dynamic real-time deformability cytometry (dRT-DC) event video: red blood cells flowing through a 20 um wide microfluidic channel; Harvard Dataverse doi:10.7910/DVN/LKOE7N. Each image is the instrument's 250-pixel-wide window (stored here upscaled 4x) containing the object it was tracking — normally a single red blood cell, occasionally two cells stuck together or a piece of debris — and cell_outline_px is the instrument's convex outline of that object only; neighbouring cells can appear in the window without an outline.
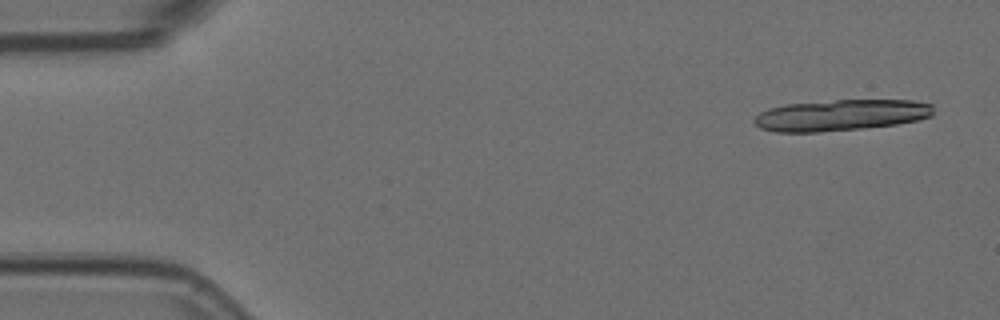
{"species": "Egyptian fruit bat (a non-hibernating species)", "species_latin": "Rousettus aegyptiacus", "temperature_condition": "room temperature", "stored_images_in_passage": 5, "camera_frame_rate_fps": 3000, "um_per_image_px": 0.085, "animal": {"sex": "female"}, "frame": {"image": 1, "passage_image": 1, "time_ms": 0.0, "image_size_px": [1000, 320], "cell_outline_px": [[932, 116], [920, 120], [896, 124], [864, 128], [820, 132], [776, 132], [760, 128], [752, 120], [760, 112], [768, 108], [784, 104], [836, 100], [912, 100], [932, 104]], "centroid_in_image_um": [71.46, 9.79], "position_along_channel_um": 13.5, "area_um2": 32.71}}
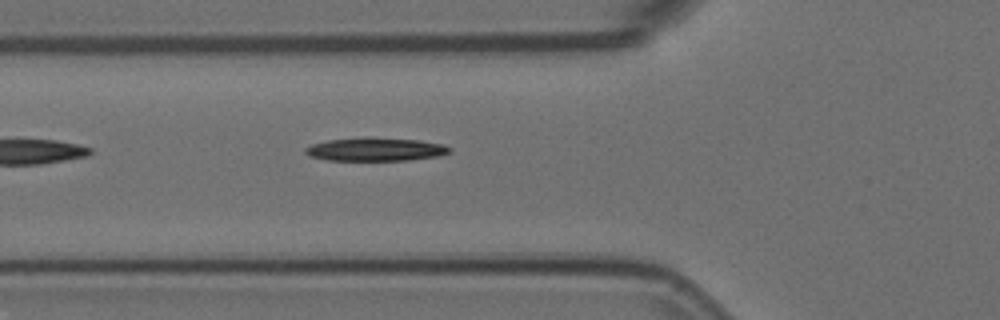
{"frame": {"image": 2, "passage_image": 5, "time_ms": 1.333, "image_size_px": [1000, 320], "cell_outline_px": [[452, 148], [448, 152], [440, 156], [408, 160], [328, 160], [308, 156], [304, 152], [304, 148], [312, 144], [328, 140], [364, 136], [372, 136], [420, 140], [444, 144]], "centroid_in_image_um": [31.91, 12.67], "position_along_channel_um": 93.9, "area_um2": 20.0}}